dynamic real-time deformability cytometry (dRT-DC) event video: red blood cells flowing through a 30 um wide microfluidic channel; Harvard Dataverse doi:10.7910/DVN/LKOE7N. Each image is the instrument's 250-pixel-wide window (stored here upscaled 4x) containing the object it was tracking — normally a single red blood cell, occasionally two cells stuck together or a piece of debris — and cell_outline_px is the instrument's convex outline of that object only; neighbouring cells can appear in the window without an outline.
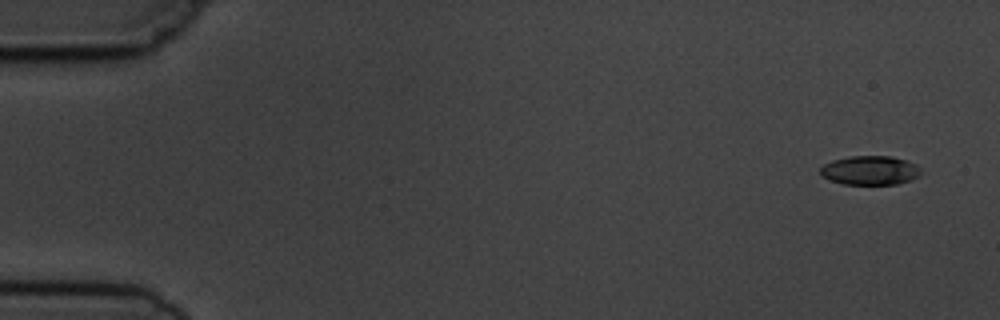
{"species": "common noctule bat (a hibernating species)", "species_latin": "Nyctalus noctula", "temperature_condition": "cold", "stored_images_in_passage": 4, "camera_frame_rate_fps": 3000, "um_per_image_px": 0.085, "animal": {"sex": "male", "body_mass_g": 19.5, "forearm_length_mm": 54.6}, "frame": {"image": 1, "passage_image": 1, "time_ms": 0.0, "image_size_px": [1000, 320], "cell_outline_px": [[920, 176], [912, 180], [896, 184], [844, 184], [828, 180], [820, 176], [820, 168], [824, 164], [832, 160], [848, 156], [892, 156], [908, 160], [916, 164], [920, 168]], "centroid_in_image_um": [73.95, 14.48], "position_along_channel_um": 11.0, "area_um2": 17.34}}
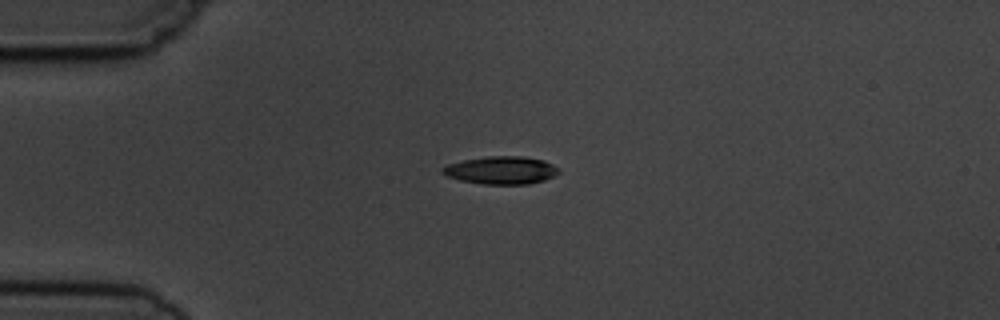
{"frame": {"image": 2, "passage_image": 4, "time_ms": 3.667, "image_size_px": [1000, 320], "cell_outline_px": [[560, 172], [544, 180], [528, 184], [484, 184], [460, 180], [448, 176], [440, 172], [440, 168], [448, 164], [464, 160], [488, 156], [524, 156], [544, 160], [560, 168]], "centroid_in_image_um": [42.6, 14.46], "position_along_channel_um": 42.4, "area_um2": 18.84}}